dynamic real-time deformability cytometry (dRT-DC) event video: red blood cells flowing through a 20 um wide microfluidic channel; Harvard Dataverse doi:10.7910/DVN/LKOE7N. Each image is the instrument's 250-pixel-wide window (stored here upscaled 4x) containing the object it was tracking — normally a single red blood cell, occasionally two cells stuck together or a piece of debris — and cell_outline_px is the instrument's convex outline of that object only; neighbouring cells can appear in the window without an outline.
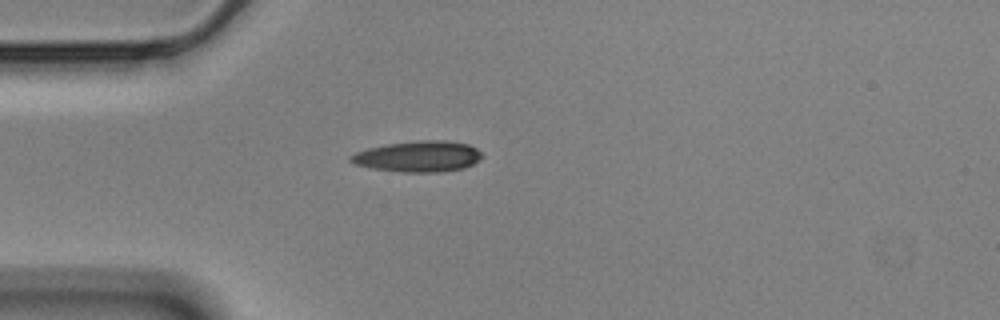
{"species": "Egyptian fruit bat (a non-hibernating species)", "species_latin": "Rousettus aegyptiacus", "temperature_condition": "cold", "stored_images_in_passage": 42, "camera_frame_rate_fps": 3000, "um_per_image_px": 0.085, "animal": {"sex": "male"}, "frame": {"image": 1, "passage_image": 1, "time_ms": 0.0, "image_size_px": [1000, 320], "cell_outline_px": [[484, 156], [480, 160], [464, 168], [444, 172], [400, 172], [372, 168], [356, 164], [348, 160], [348, 156], [356, 152], [368, 148], [388, 144], [420, 140], [444, 140], [468, 144], [476, 148]], "centroid_in_image_um": [35.57, 13.3], "position_along_channel_um": 49.4, "area_um2": 23.76}}
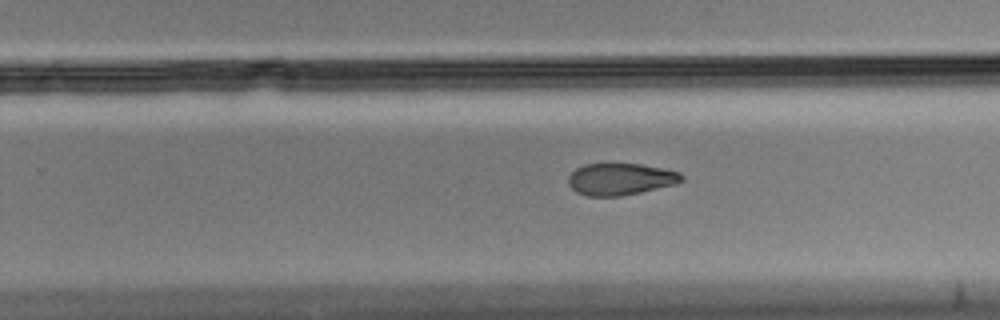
{"frame": {"image": 2, "passage_image": 21, "time_ms": 6.667, "image_size_px": [1000, 320], "cell_outline_px": [[684, 180], [676, 184], [640, 192], [620, 196], [588, 196], [576, 192], [568, 184], [568, 176], [576, 168], [584, 164], [640, 164], [680, 172], [684, 176]], "centroid_in_image_um": [52.73, 15.23], "position_along_channel_um": 277.1, "area_um2": 20.98}}
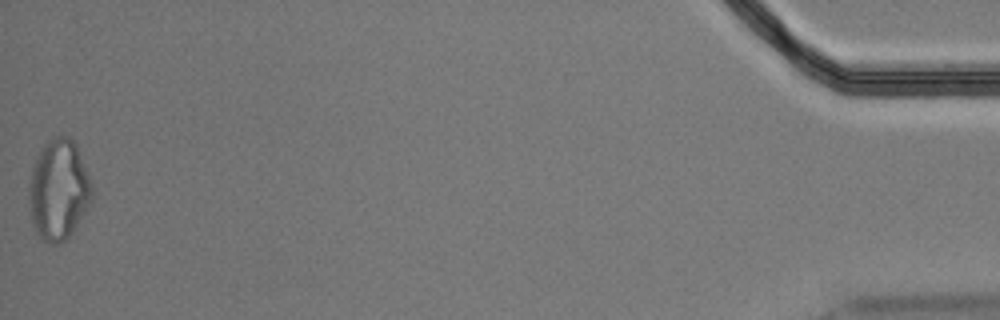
{"frame": {"image": 3, "passage_image": 42, "time_ms": 13.667, "image_size_px": [1000, 320], "cell_outline_px": [[92, 204], [72, 232], [60, 244], [48, 244], [40, 240], [32, 224], [28, 200], [28, 180], [36, 156], [44, 144], [52, 136], [68, 136], [76, 144], [92, 184]], "centroid_in_image_um": [4.96, 16.16], "position_along_channel_um": 430.2, "area_um2": 37.57}, "authors_computed_cell_mechanics": {"area_um2": 23.2934, "velocity_mm_per_s": 3.5686, "shape_relaxation_time_tau1_ms": 10.096, "shape_relaxation_time_tau2_ms": null, "deformation_change_tau1": 0.2099, "deformation_change_tau2": null}}